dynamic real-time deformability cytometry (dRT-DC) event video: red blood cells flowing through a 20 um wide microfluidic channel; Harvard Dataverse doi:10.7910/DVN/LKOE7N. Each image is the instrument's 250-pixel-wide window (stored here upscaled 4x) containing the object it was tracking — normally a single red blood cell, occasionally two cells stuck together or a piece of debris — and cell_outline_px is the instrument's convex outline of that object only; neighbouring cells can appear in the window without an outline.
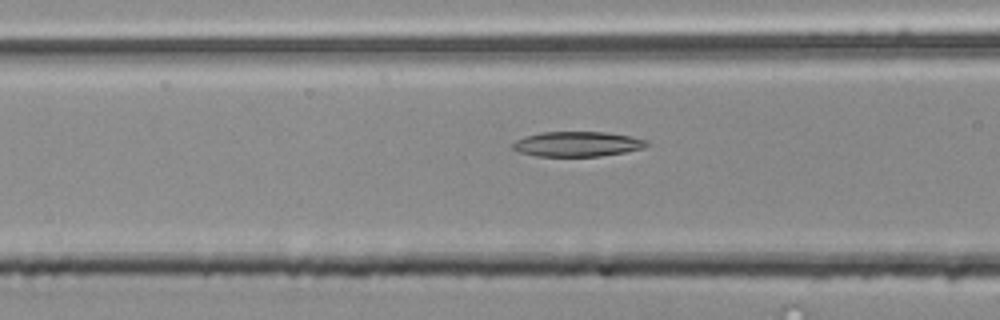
{"species": "common noctule bat (a hibernating species)", "species_latin": "Nyctalus noctula", "temperature_condition": "room temperature", "stored_images_in_passage": 12, "camera_frame_rate_fps": 3000, "um_per_image_px": 0.085, "animal": {"sex": "male", "body_mass_g": 20.4}, "frame": {"image": 1, "passage_image": 10, "time_ms": 3.0, "image_size_px": [1000, 320], "cell_outline_px": [[652, 144], [644, 148], [624, 152], [600, 156], [536, 156], [520, 152], [512, 148], [512, 144], [516, 140], [524, 136], [540, 132], [604, 132], [628, 136], [644, 140]], "centroid_in_image_um": [49.05, 12.24], "position_along_channel_um": 117.6, "area_um2": 19.42}}